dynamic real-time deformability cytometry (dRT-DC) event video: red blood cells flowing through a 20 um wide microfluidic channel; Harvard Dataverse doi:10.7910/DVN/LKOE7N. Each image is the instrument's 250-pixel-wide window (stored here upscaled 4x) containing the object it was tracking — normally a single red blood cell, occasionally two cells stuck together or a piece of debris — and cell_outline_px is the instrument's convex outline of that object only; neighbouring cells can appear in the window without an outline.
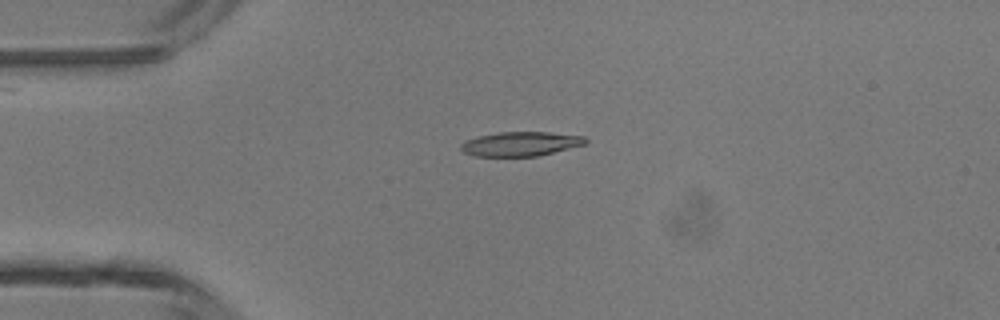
{"species": "common noctule bat (a hibernating species)", "species_latin": "Nyctalus noctula", "temperature_condition": "room temperature", "stored_images_in_passage": 3, "camera_frame_rate_fps": 3000, "um_per_image_px": 0.085, "animal": {"sex": "male", "body_mass_g": 13.3}, "frame": {"image": 1, "passage_image": 1, "time_ms": 0.0, "image_size_px": [1000, 320], "cell_outline_px": [[588, 140], [584, 144], [540, 156], [472, 156], [464, 152], [460, 148], [460, 144], [464, 140], [476, 136], [500, 132], [548, 132], [584, 136]], "centroid_in_image_um": [44.21, 12.23], "position_along_channel_um": 40.8, "area_um2": 17.74}}
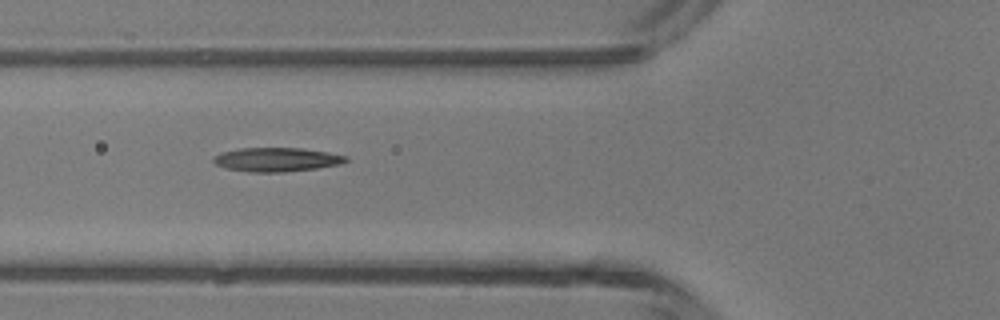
{"frame": {"image": 2, "passage_image": 3, "time_ms": 2.0, "image_size_px": [1000, 320], "cell_outline_px": [[348, 160], [340, 164], [316, 168], [284, 172], [252, 172], [228, 168], [216, 164], [212, 160], [212, 156], [220, 152], [240, 148], [300, 148], [328, 152], [348, 156]], "centroid_in_image_um": [23.5, 13.55], "position_along_channel_um": 102.3, "area_um2": 18.44}}